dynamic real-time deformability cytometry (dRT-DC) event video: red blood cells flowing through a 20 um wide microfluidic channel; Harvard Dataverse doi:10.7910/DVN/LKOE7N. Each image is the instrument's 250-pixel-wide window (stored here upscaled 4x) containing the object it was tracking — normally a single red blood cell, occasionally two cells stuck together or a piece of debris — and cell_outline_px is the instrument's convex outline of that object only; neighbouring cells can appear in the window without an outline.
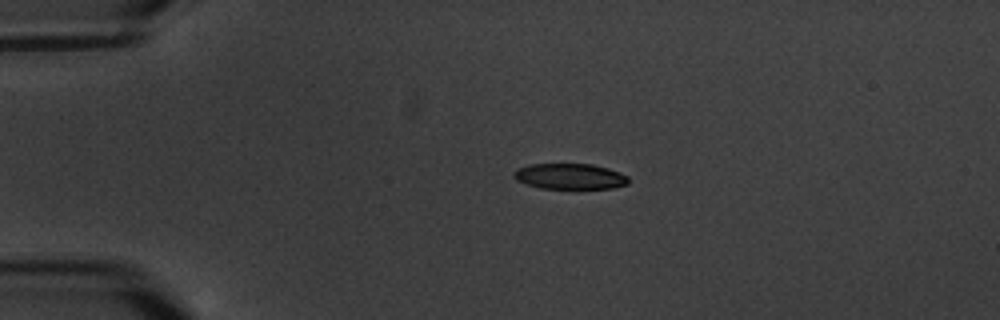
{"species": "common noctule bat (a hibernating species)", "species_latin": "Nyctalus noctula", "temperature_condition": "warm", "stored_images_in_passage": 4, "camera_frame_rate_fps": 3000, "um_per_image_px": 0.085, "animal": {"sex": "male", "body_mass_g": 20.1, "forearm_length_mm": 53.5}, "frame": {"image": 1, "passage_image": 2, "time_ms": 1.333, "image_size_px": [1000, 320], "cell_outline_px": [[628, 184], [612, 188], [576, 192], [540, 188], [516, 180], [512, 176], [512, 172], [516, 168], [528, 164], [592, 164], [608, 168], [628, 176]], "centroid_in_image_um": [48.43, 15.04], "position_along_channel_um": 36.6, "area_um2": 18.21}}
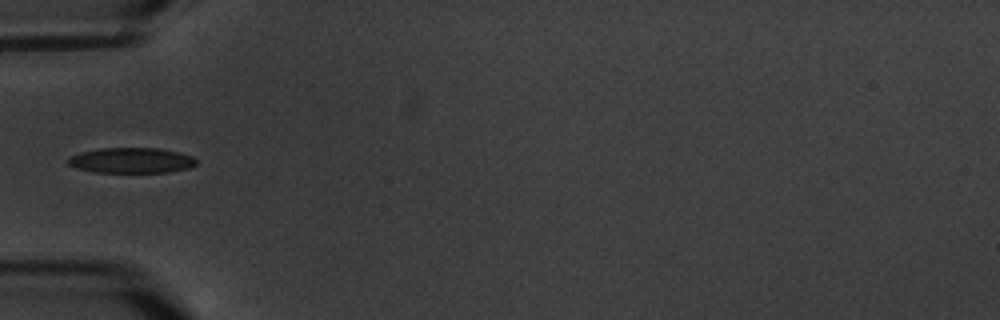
{"frame": {"image": 2, "passage_image": 4, "time_ms": 3.667, "image_size_px": [1000, 320], "cell_outline_px": [[196, 164], [188, 168], [168, 172], [96, 172], [76, 168], [68, 164], [68, 160], [72, 156], [80, 152], [100, 148], [160, 148], [192, 156], [196, 160]], "centroid_in_image_um": [11.16, 13.63], "position_along_channel_um": 73.8, "area_um2": 18.79}}